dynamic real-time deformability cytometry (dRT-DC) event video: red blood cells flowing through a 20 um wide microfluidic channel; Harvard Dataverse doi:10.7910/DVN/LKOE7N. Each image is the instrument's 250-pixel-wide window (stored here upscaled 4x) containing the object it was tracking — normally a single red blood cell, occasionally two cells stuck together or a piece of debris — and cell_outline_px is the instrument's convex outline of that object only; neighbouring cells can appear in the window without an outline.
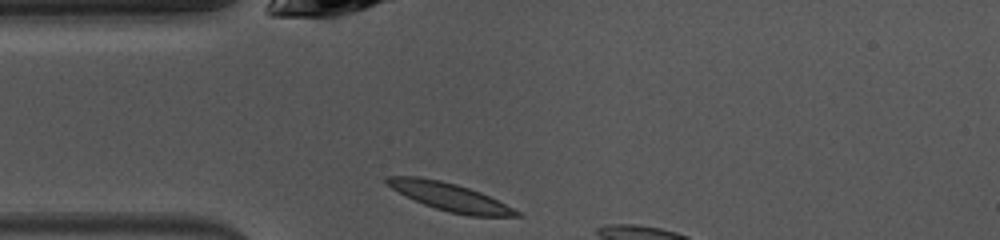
{"species": "common noctule bat (a hibernating species)", "species_latin": "Nyctalus noctula", "temperature_condition": "warm", "stored_images_in_passage": 5, "camera_frame_rate_fps": 3000, "um_per_image_px": 0.085, "animal": {"sex": "female", "body_mass_g": 10.0, "forearm_length_mm": 53.1}, "frame": {"image": 1, "passage_image": 1, "time_ms": 0.0, "image_size_px": [1000, 240], "cell_outline_px": [[524, 216], [468, 216], [448, 212], [424, 204], [392, 188], [384, 180], [384, 176], [416, 176], [440, 180], [456, 184], [480, 192], [520, 212]], "centroid_in_image_um": [38.23, 16.73], "position_along_channel_um": 46.8, "area_um2": 20.58}}
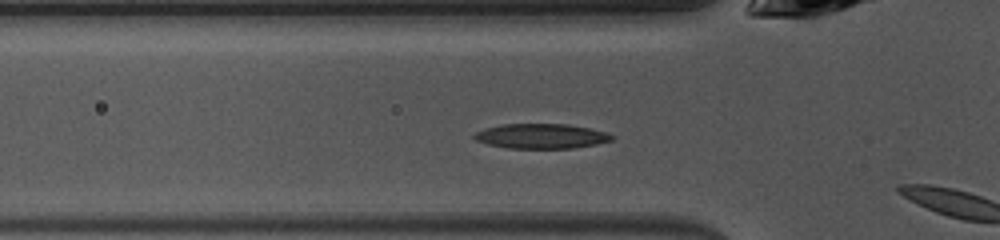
{"frame": {"image": 2, "passage_image": 4, "time_ms": 1.0, "image_size_px": [1000, 240], "cell_outline_px": [[616, 136], [612, 140], [596, 144], [572, 148], [508, 148], [488, 144], [476, 140], [472, 136], [476, 132], [484, 128], [504, 124], [568, 124], [588, 128], [604, 132]], "centroid_in_image_um": [45.99, 11.57], "position_along_channel_um": 79.8, "area_um2": 19.77}}